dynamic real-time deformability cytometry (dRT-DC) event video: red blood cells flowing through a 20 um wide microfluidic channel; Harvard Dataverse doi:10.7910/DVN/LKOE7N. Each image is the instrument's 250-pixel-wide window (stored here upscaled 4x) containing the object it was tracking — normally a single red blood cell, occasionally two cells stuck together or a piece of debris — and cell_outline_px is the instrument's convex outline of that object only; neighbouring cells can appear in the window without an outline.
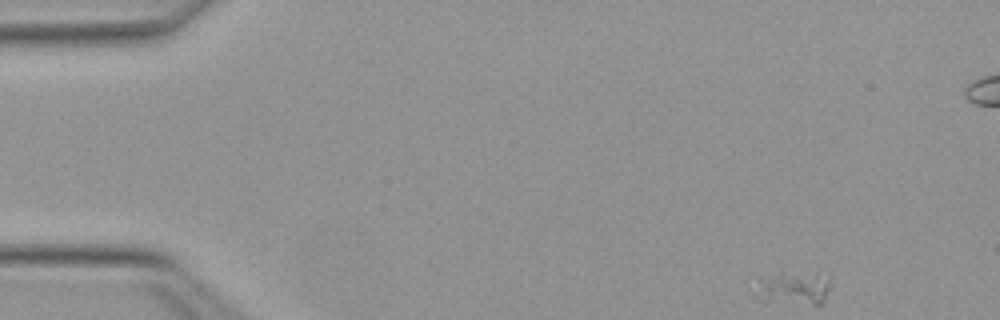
{"species": "Egyptian fruit bat (a non-hibernating species)", "species_latin": "Rousettus aegyptiacus", "temperature_condition": "warm", "stored_images_in_passage": 50, "segment_of_instrument_passage": [1, 2], "camera_frame_rate_fps": 3000, "um_per_image_px": 0.085, "animal": {"sex": "female"}, "frame": {"image": 1, "passage_image": 1, "time_ms": 0.0, "image_size_px": [1000, 320], "cell_outline_px": [[828, 288], [824, 304], [812, 304], [764, 300], [764, 288], [768, 280], [780, 272], [816, 276], [828, 280]], "centroid_in_image_um": [67.69, 24.55], "position_along_channel_um": 17.3, "area_um2": 12.14}}
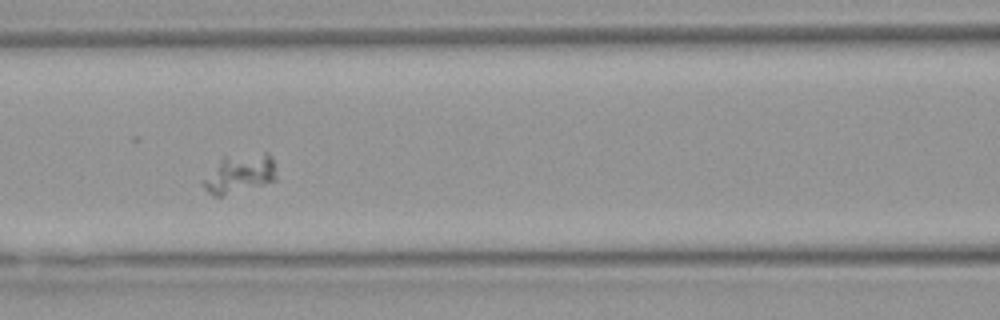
{"frame": {"image": 2, "passage_image": 19, "time_ms": 6.0, "image_size_px": [1000, 320], "cell_outline_px": [[276, 180], [220, 196], [212, 196], [200, 184], [200, 180], [224, 156], [264, 152], [268, 152], [272, 156], [276, 176]], "centroid_in_image_um": [20.33, 14.74], "position_along_channel_um": 146.3, "area_um2": 16.59}}
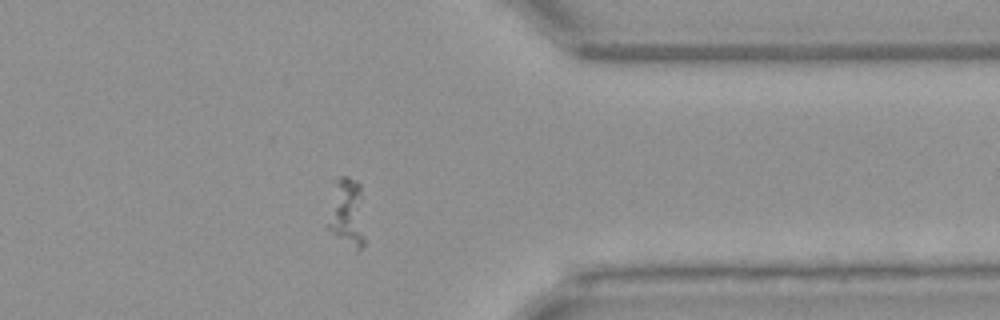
{"frame": {"image": 3, "passage_image": 38, "time_ms": 12.333, "image_size_px": [1000, 320], "cell_outline_px": [[364, 244], [356, 252], [324, 228], [324, 224], [336, 180], [340, 176], [348, 176], [356, 180], [360, 184], [364, 236]], "centroid_in_image_um": [29.44, 18.12], "position_along_channel_um": 382.0, "area_um2": 15.37}}